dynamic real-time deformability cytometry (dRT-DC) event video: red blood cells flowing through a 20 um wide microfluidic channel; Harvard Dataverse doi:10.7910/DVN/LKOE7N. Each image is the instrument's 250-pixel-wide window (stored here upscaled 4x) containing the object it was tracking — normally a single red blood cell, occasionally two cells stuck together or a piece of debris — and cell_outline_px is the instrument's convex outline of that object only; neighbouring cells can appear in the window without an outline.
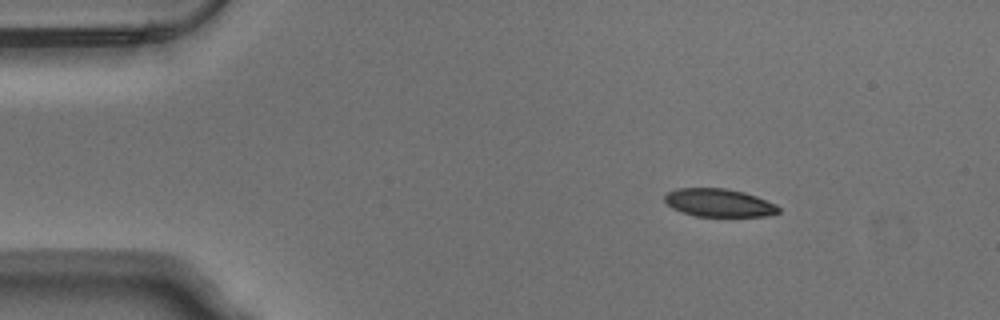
{"species": "Egyptian fruit bat (a non-hibernating species)", "species_latin": "Rousettus aegyptiacus", "temperature_condition": "warm", "stored_images_in_passage": 46, "camera_frame_rate_fps": 3000, "um_per_image_px": 0.085, "animal": {"sex": "male"}, "frame": {"image": 1, "passage_image": 1, "time_ms": 0.0, "image_size_px": [1000, 320], "cell_outline_px": [[780, 212], [768, 216], [696, 216], [672, 208], [664, 200], [664, 196], [668, 192], [676, 188], [724, 188], [744, 192], [756, 196], [776, 204], [780, 208]], "centroid_in_image_um": [61.12, 17.23], "position_along_channel_um": 23.9, "area_um2": 18.55}}
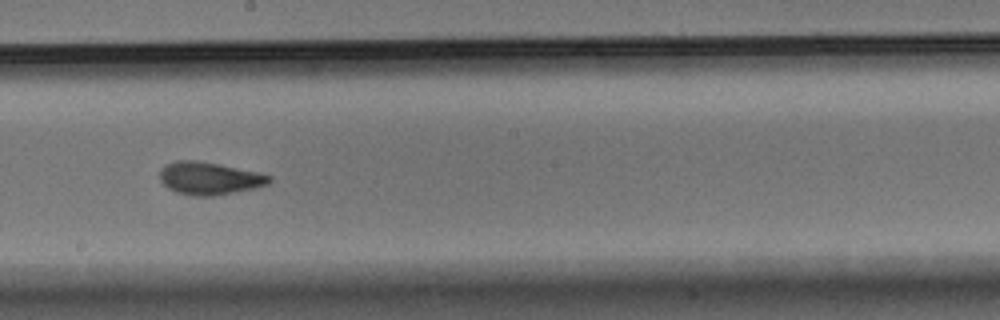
{"frame": {"image": 2, "passage_image": 23, "time_ms": 7.333, "image_size_px": [1000, 320], "cell_outline_px": [[272, 180], [268, 184], [256, 188], [216, 196], [196, 196], [176, 192], [168, 188], [160, 180], [160, 168], [164, 164], [176, 160], [196, 160], [220, 164], [260, 172], [272, 176]], "centroid_in_image_um": [17.81, 15.15], "position_along_channel_um": 230.4, "area_um2": 21.15}}
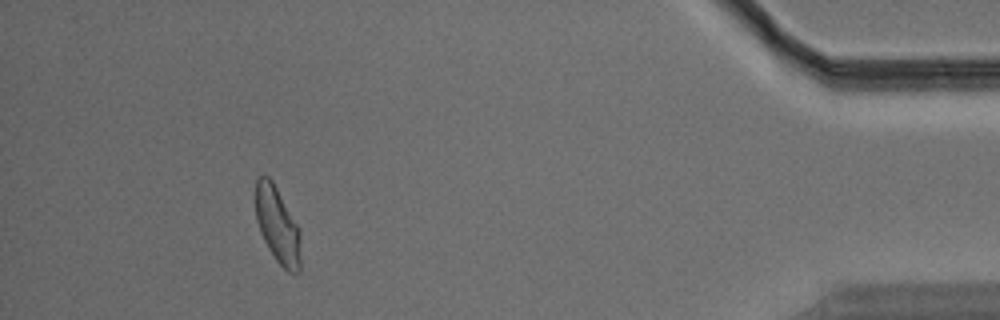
{"frame": {"image": 3, "passage_image": 42, "time_ms": 13.667, "image_size_px": [1000, 320], "cell_outline_px": [[300, 272], [288, 272], [276, 260], [268, 248], [260, 232], [256, 220], [256, 180], [260, 176], [268, 176], [272, 180], [300, 228]], "centroid_in_image_um": [23.6, 19.14], "position_along_channel_um": 411.6, "area_um2": 20.0}, "authors_computed_cell_mechanics": {"area_um2": 20.4034, "velocity_mm_per_s": 3.7945, "shape_relaxation_time_tau1_ms": 4.4311, "shape_relaxation_time_tau2_ms": 1.286, "deformation_change_tau1": 0.1366, "deformation_change_tau2": 0.0669}}